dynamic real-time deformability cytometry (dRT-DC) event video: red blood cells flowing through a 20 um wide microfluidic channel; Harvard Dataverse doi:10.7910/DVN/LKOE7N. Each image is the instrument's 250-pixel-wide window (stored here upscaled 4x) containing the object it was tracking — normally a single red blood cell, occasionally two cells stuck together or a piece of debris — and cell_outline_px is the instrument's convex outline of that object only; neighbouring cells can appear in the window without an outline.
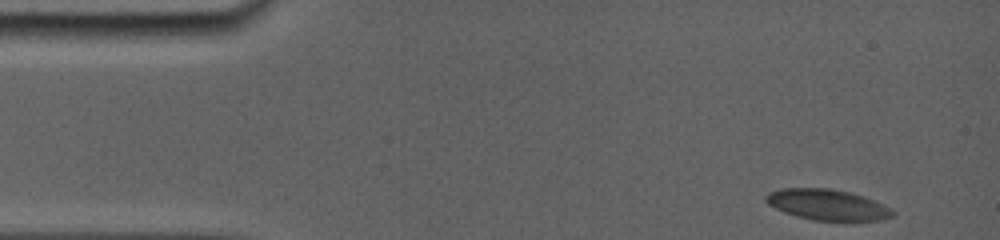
{"species": "common noctule bat (a hibernating species)", "species_latin": "Nyctalus noctula", "temperature_condition": "room temperature", "stored_images_in_passage": 26, "camera_frame_rate_fps": 5000, "um_per_image_px": 0.085, "animal": {"sex": "female", "body_mass_g": 19.0, "forearm_length_mm": 56.7}, "frame": {"image": 1, "passage_image": 1, "time_ms": 0.0, "image_size_px": [1000, 240], "cell_outline_px": [[896, 212], [892, 216], [880, 220], [812, 220], [796, 216], [784, 212], [768, 204], [764, 200], [764, 196], [768, 192], [780, 188], [832, 188], [848, 192], [872, 200]], "centroid_in_image_um": [70.24, 17.39], "position_along_channel_um": 14.8, "area_um2": 22.43}}
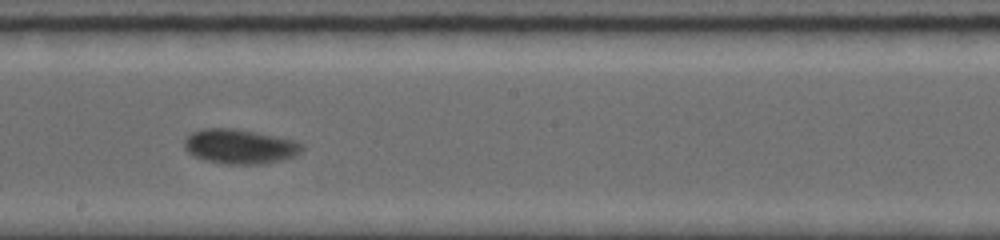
{"frame": {"image": 2, "passage_image": 16, "time_ms": 8.2, "image_size_px": [1000, 240], "cell_outline_px": [[304, 148], [300, 152], [292, 156], [280, 160], [260, 164], [228, 164], [204, 160], [188, 152], [184, 148], [184, 140], [192, 132], [204, 128], [236, 128], [292, 140], [300, 144]], "centroid_in_image_um": [20.33, 12.44], "position_along_channel_um": 227.9, "area_um2": 23.35}}
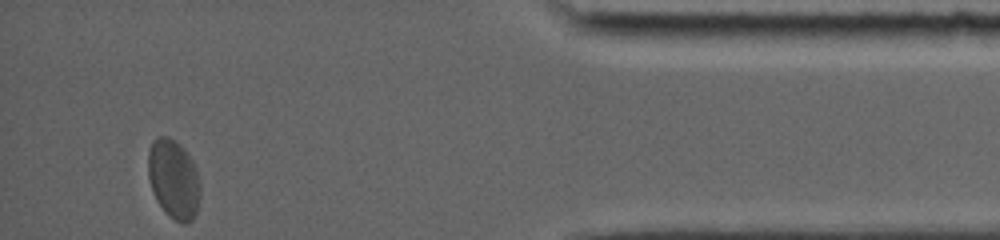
{"frame": {"image": 3, "passage_image": 26, "time_ms": 14.4, "image_size_px": [1000, 240], "cell_outline_px": [[200, 196], [196, 212], [192, 220], [188, 224], [184, 224], [168, 216], [164, 212], [156, 200], [152, 192], [148, 176], [148, 152], [152, 140], [160, 136], [168, 136], [176, 140], [184, 148], [192, 160], [196, 168], [200, 180]], "centroid_in_image_um": [14.76, 15.22], "position_along_channel_um": 420.4, "area_um2": 24.51}, "authors_computed_cell_mechanics": {"area_um2": 23.1778, "velocity_mm_per_s": 3.7233, "shape_relaxation_time_tau1_ms": 3.9457, "shape_relaxation_time_tau2_ms": null, "deformation_change_tau1": 0.1145, "deformation_change_tau2": null}}